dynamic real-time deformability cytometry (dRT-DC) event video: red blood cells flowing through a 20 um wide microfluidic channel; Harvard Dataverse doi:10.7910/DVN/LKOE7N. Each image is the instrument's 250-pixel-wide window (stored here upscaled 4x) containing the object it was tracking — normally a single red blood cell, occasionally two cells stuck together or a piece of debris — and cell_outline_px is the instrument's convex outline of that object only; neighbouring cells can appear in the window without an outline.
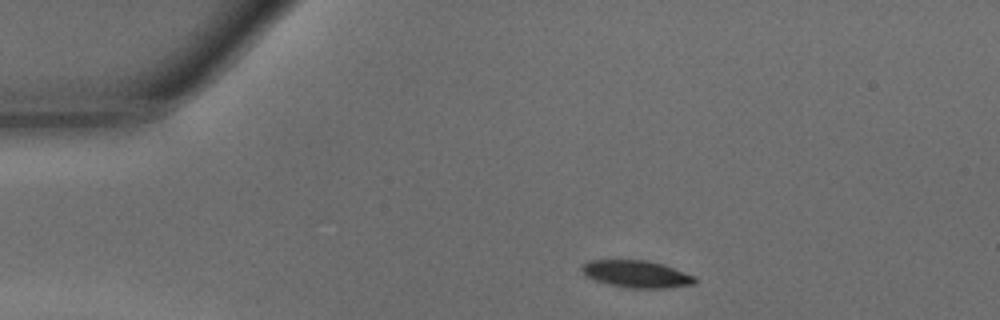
{"species": "common noctule bat (a hibernating species)", "species_latin": "Nyctalus noctula", "temperature_condition": "warm", "stored_images_in_passage": 12, "camera_frame_rate_fps": 3000, "um_per_image_px": 0.085, "animal": {"sex": "male", "body_mass_g": 15.6}, "frame": {"image": 1, "passage_image": 1, "time_ms": 0.0, "image_size_px": [1000, 320], "cell_outline_px": [[696, 280], [692, 284], [664, 288], [632, 288], [608, 284], [596, 280], [588, 276], [580, 268], [588, 260], [644, 260], [664, 264], [696, 276]], "centroid_in_image_um": [54.13, 23.28], "position_along_channel_um": 30.9, "area_um2": 17.69}}
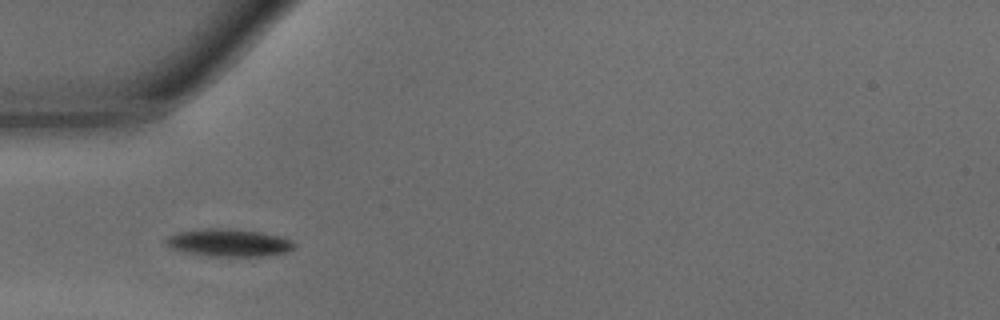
{"frame": {"image": 2, "passage_image": 7, "time_ms": 2.0, "image_size_px": [1000, 320], "cell_outline_px": [[296, 248], [288, 252], [264, 256], [208, 256], [188, 252], [172, 248], [164, 244], [164, 240], [168, 236], [180, 232], [208, 228], [232, 228], [260, 232], [280, 236], [292, 240], [296, 244]], "centroid_in_image_um": [19.5, 20.63], "position_along_channel_um": 65.5, "area_um2": 20.69}}
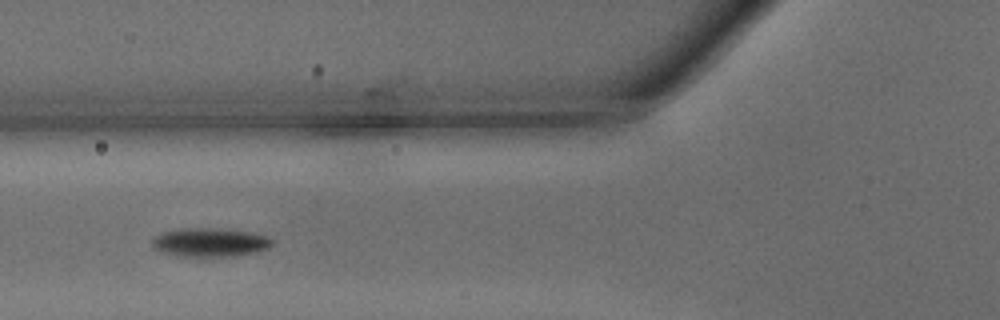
{"frame": {"image": 3, "passage_image": 10, "time_ms": 3.0, "image_size_px": [1000, 320], "cell_outline_px": [[272, 244], [268, 248], [256, 252], [236, 256], [176, 256], [160, 252], [152, 248], [152, 240], [160, 232], [176, 228], [220, 228], [248, 232], [268, 236], [272, 240]], "centroid_in_image_um": [17.79, 20.59], "position_along_channel_um": 108.0, "area_um2": 20.35}}